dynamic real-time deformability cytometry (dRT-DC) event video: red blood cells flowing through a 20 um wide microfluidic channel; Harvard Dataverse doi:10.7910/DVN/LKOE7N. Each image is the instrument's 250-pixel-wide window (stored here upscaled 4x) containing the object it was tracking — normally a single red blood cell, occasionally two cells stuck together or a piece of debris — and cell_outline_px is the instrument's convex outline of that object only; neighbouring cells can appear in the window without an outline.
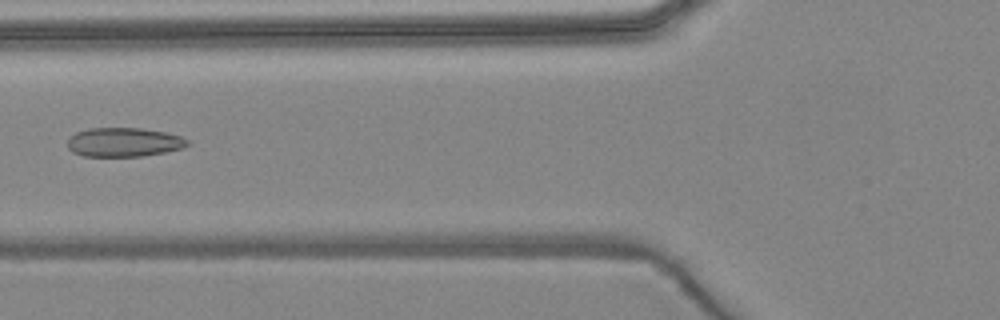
{"species": "common noctule bat (a hibernating species)", "species_latin": "Nyctalus noctula", "temperature_condition": "warm", "stored_images_in_passage": 5, "camera_frame_rate_fps": 3000, "um_per_image_px": 0.085, "animal": {"sex": "female", "body_mass_g": 24.6, "forearm_length_mm": 56.2}, "frame": {"image": 1, "passage_image": 5, "time_ms": 5.333, "image_size_px": [1000, 320], "cell_outline_px": [[188, 144], [184, 148], [164, 152], [140, 156], [84, 156], [72, 152], [68, 148], [68, 140], [76, 132], [88, 128], [140, 128], [164, 132], [180, 136], [188, 140]], "centroid_in_image_um": [10.51, 12.08], "position_along_channel_um": 115.3, "area_um2": 20.17}}